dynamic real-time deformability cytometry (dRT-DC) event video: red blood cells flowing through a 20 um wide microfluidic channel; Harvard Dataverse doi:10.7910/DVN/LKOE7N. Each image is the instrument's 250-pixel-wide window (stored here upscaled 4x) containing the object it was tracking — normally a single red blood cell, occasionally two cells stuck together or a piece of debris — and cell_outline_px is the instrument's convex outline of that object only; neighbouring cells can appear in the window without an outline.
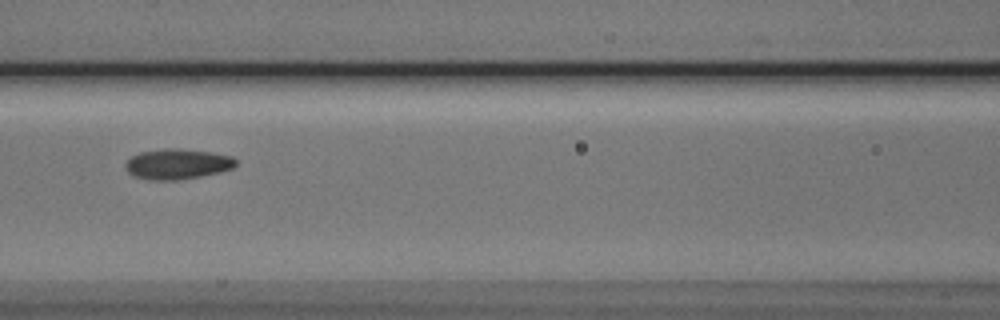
{"species": "Egyptian fruit bat (a non-hibernating species)", "species_latin": "Rousettus aegyptiacus", "temperature_condition": "cold", "stored_images_in_passage": 7, "camera_frame_rate_fps": 3000, "um_per_image_px": 0.085, "animal": {"sex": "male"}, "frame": {"image": 1, "passage_image": 5, "time_ms": 4.333, "image_size_px": [1000, 320], "cell_outline_px": [[236, 164], [232, 168], [220, 172], [200, 176], [176, 180], [148, 180], [132, 176], [128, 172], [124, 164], [132, 156], [140, 152], [164, 148], [180, 148], [212, 152], [232, 156], [236, 160]], "centroid_in_image_um": [15.06, 13.94], "position_along_channel_um": 151.5, "area_um2": 19.65}}
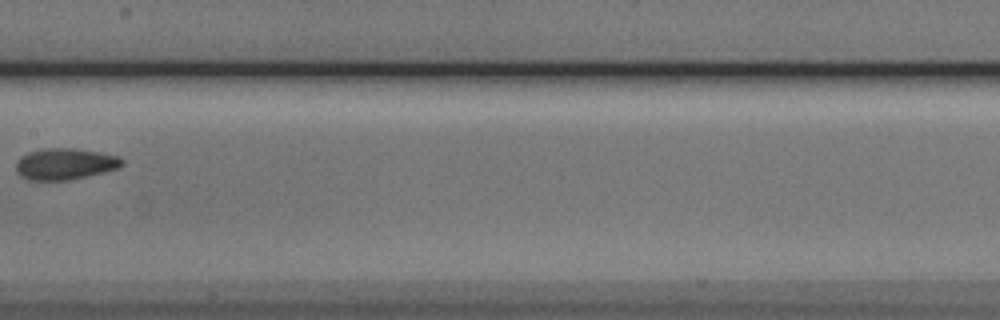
{"frame": {"image": 2, "passage_image": 6, "time_ms": 5.667, "image_size_px": [1000, 320], "cell_outline_px": [[124, 164], [120, 168], [68, 180], [28, 180], [20, 176], [16, 172], [16, 160], [20, 156], [28, 152], [40, 148], [72, 148], [100, 152], [120, 156], [124, 160]], "centroid_in_image_um": [5.51, 13.92], "position_along_channel_um": 201.9, "area_um2": 19.65}}
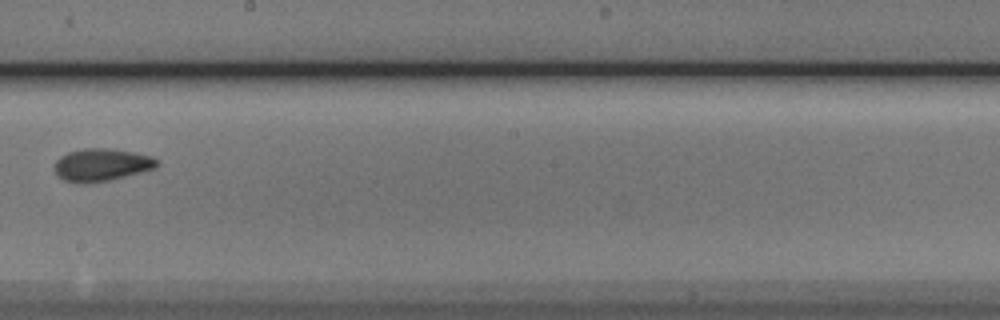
{"frame": {"image": 3, "passage_image": 7, "time_ms": 6.667, "image_size_px": [1000, 320], "cell_outline_px": [[160, 160], [156, 168], [108, 180], [64, 180], [56, 172], [56, 160], [60, 156], [68, 152], [84, 148], [108, 148], [132, 152], [152, 156]], "centroid_in_image_um": [8.7, 13.95], "position_along_channel_um": 239.5, "area_um2": 18.61}}